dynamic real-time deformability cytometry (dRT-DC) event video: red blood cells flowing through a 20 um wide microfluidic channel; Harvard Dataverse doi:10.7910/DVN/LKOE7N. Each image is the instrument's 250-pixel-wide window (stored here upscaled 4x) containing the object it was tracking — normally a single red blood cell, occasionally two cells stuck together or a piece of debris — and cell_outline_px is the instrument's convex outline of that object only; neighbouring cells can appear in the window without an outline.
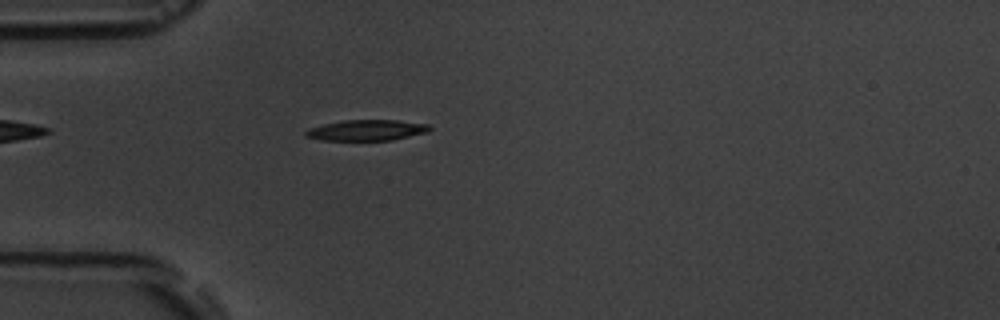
{"species": "common noctule bat (a hibernating species)", "species_latin": "Nyctalus noctula", "temperature_condition": "room temperature", "stored_images_in_passage": 4, "camera_frame_rate_fps": 3000, "um_per_image_px": 0.085, "animal": {"sex": "male", "body_mass_g": 19.5, "forearm_length_mm": 54.6}, "frame": {"image": 1, "passage_image": 4, "time_ms": 3.333, "image_size_px": [1000, 320], "cell_outline_px": [[432, 128], [428, 132], [392, 140], [320, 140], [304, 136], [304, 132], [308, 128], [324, 124], [344, 120], [396, 120], [428, 124]], "centroid_in_image_um": [31.15, 11.07], "position_along_channel_um": 53.8, "area_um2": 15.03}}